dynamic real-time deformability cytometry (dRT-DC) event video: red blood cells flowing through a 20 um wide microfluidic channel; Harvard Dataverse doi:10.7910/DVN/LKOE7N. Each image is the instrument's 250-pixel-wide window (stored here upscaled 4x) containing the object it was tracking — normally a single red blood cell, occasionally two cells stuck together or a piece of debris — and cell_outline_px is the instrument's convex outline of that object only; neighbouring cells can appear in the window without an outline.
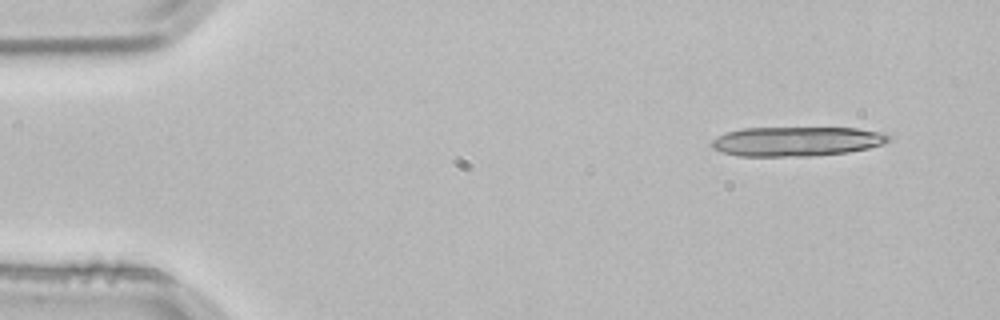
{"species": "common noctule bat (a hibernating species)", "species_latin": "Nyctalus noctula", "temperature_condition": "room temperature", "stored_images_in_passage": 4, "camera_frame_rate_fps": 3000, "um_per_image_px": 0.085, "animal": {"sex": "male", "body_mass_g": 21.5, "forearm_length_mm": 52.0}, "frame": {"image": 1, "passage_image": 1, "time_ms": 0.0, "image_size_px": [1000, 320], "cell_outline_px": [[888, 140], [884, 144], [868, 148], [848, 152], [808, 156], [740, 156], [720, 152], [712, 148], [712, 140], [716, 136], [728, 132], [744, 128], [856, 128], [880, 132], [888, 136]], "centroid_in_image_um": [67.67, 12.02], "position_along_channel_um": 17.3, "area_um2": 30.23}}